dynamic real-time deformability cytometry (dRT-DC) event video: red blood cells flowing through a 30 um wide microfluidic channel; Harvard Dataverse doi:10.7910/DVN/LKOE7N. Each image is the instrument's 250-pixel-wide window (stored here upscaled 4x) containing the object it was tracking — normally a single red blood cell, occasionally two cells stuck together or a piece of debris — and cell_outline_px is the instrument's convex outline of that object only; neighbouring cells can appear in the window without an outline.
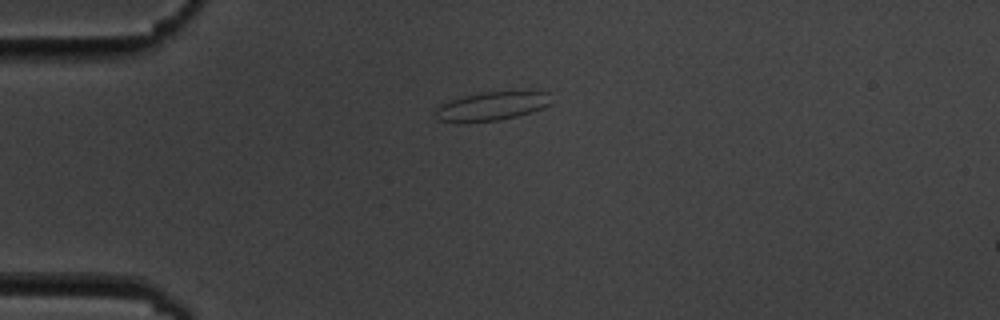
{"species": "common noctule bat (a hibernating species)", "species_latin": "Nyctalus noctula", "temperature_condition": "cold", "stored_images_in_passage": 4, "camera_frame_rate_fps": 3000, "um_per_image_px": 0.085, "animal": {"sex": "male", "body_mass_g": 19.5, "forearm_length_mm": 54.6}, "frame": {"image": 1, "passage_image": 1, "time_ms": 0.0, "image_size_px": [1000, 320], "cell_outline_px": [[552, 104], [532, 112], [500, 120], [436, 120], [432, 112], [440, 104], [448, 100], [480, 92], [548, 92]], "centroid_in_image_um": [41.78, 9.0], "position_along_channel_um": 43.2, "area_um2": 18.9}}
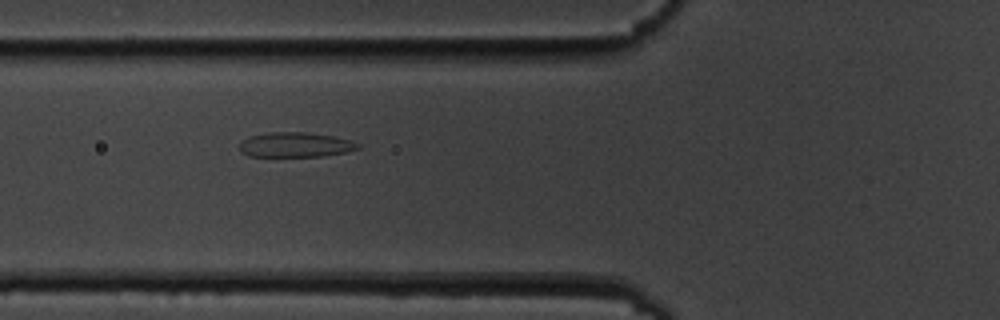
{"frame": {"image": 2, "passage_image": 3, "time_ms": 2.333, "image_size_px": [1000, 320], "cell_outline_px": [[360, 148], [344, 152], [320, 156], [248, 156], [240, 152], [240, 144], [248, 136], [268, 132], [308, 132], [332, 136], [352, 140], [360, 144]], "centroid_in_image_um": [25.1, 12.29], "position_along_channel_um": 100.7, "area_um2": 17.11}}
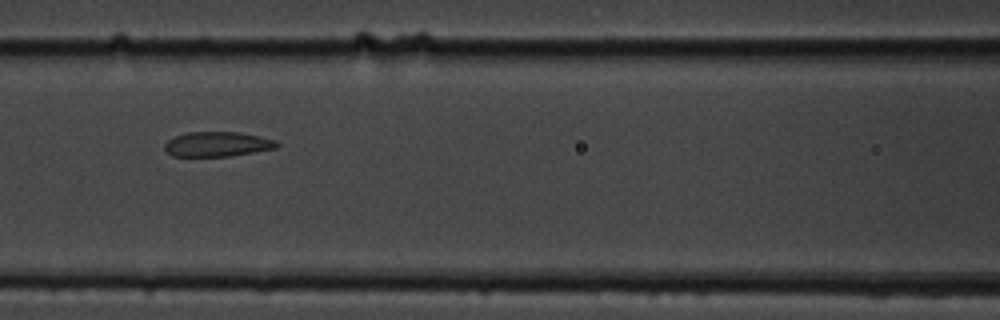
{"frame": {"image": 3, "passage_image": 4, "time_ms": 3.667, "image_size_px": [1000, 320], "cell_outline_px": [[280, 144], [276, 148], [228, 156], [172, 156], [164, 148], [164, 144], [168, 140], [176, 136], [188, 132], [236, 132], [260, 136], [276, 140]], "centroid_in_image_um": [18.48, 12.25], "position_along_channel_um": 148.1, "area_um2": 16.07}}